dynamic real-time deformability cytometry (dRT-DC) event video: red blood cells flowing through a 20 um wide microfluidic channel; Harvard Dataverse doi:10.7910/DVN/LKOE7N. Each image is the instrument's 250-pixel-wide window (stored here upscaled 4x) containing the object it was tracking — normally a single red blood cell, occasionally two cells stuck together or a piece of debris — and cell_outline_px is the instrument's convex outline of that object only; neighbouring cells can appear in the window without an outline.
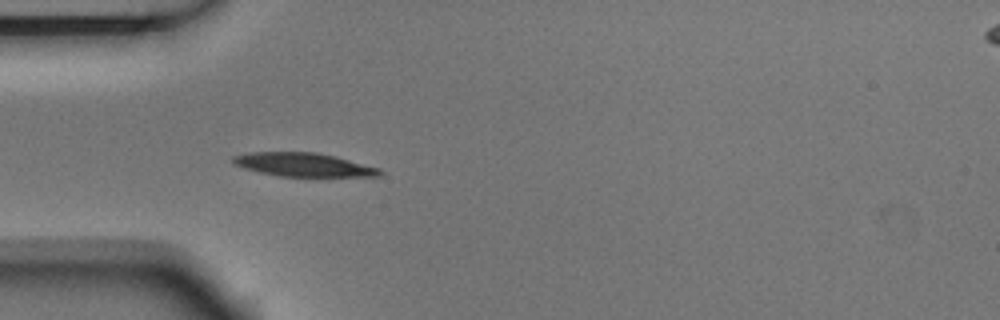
{"species": "Egyptian fruit bat (a non-hibernating species)", "species_latin": "Rousettus aegyptiacus", "temperature_condition": "room temperature", "stored_images_in_passage": 4, "camera_frame_rate_fps": 3000, "um_per_image_px": 0.085, "animal": {"sex": "male"}, "frame": {"image": 1, "passage_image": 4, "time_ms": 1.0, "image_size_px": [1000, 320], "cell_outline_px": [[384, 172], [380, 176], [280, 176], [260, 172], [244, 168], [232, 164], [232, 156], [248, 152], [316, 152], [380, 168]], "centroid_in_image_um": [25.75, 13.99], "position_along_channel_um": 59.3, "area_um2": 20.0}}